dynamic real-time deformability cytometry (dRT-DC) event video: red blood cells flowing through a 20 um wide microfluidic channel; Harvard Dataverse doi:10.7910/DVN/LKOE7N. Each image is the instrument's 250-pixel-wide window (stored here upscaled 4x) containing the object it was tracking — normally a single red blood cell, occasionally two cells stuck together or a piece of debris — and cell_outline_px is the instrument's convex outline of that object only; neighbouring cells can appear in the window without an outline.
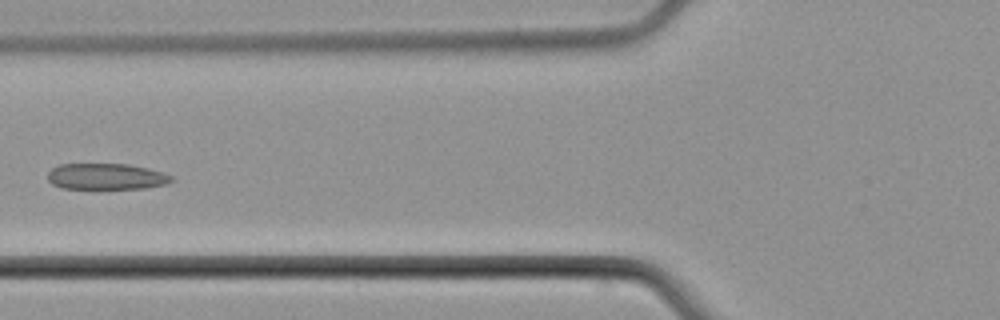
{"species": "common noctule bat (a hibernating species)", "species_latin": "Nyctalus noctula", "temperature_condition": "cold", "stored_images_in_passage": 7, "camera_frame_rate_fps": 3000, "um_per_image_px": 0.085, "animal": {"sex": "male", "body_mass_g": 21.5, "forearm_length_mm": 52.0}, "frame": {"image": 1, "passage_image": 6, "time_ms": 6.333, "image_size_px": [1000, 320], "cell_outline_px": [[172, 180], [168, 184], [144, 188], [60, 188], [52, 184], [48, 180], [48, 172], [52, 168], [60, 164], [128, 164], [148, 168], [172, 176]], "centroid_in_image_um": [9.01, 15.0], "position_along_channel_um": 116.8, "area_um2": 18.73}}
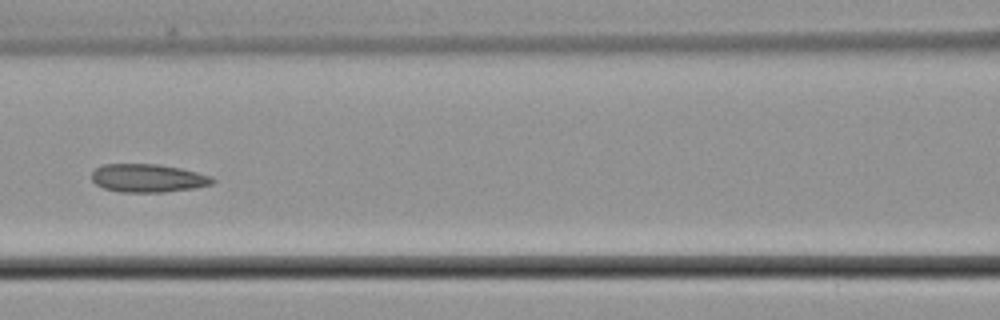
{"frame": {"image": 2, "passage_image": 7, "time_ms": 7.333, "image_size_px": [1000, 320], "cell_outline_px": [[216, 180], [212, 184], [196, 188], [164, 192], [120, 192], [104, 188], [96, 184], [92, 180], [92, 172], [96, 168], [104, 164], [160, 164], [180, 168], [212, 176]], "centroid_in_image_um": [12.59, 15.14], "position_along_channel_um": 154.0, "area_um2": 19.94}}